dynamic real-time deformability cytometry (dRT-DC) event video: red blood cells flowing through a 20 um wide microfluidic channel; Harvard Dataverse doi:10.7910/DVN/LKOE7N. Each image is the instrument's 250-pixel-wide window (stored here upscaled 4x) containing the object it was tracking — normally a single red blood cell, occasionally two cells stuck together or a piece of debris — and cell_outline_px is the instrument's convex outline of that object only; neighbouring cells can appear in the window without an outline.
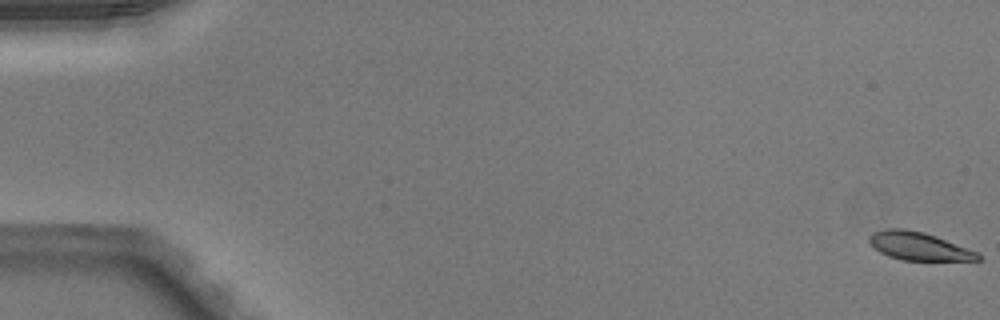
{"species": "Egyptian fruit bat (a non-hibernating species)", "species_latin": "Rousettus aegyptiacus", "temperature_condition": "warm", "stored_images_in_passage": 51, "camera_frame_rate_fps": 3000, "um_per_image_px": 0.085, "animal": {"sex": "male"}, "frame": {"image": 1, "passage_image": 1, "time_ms": 0.0, "image_size_px": [1000, 320], "cell_outline_px": [[980, 260], [904, 260], [888, 256], [880, 252], [868, 240], [868, 236], [872, 232], [888, 228], [904, 228], [924, 232], [936, 236], [980, 252]], "centroid_in_image_um": [78.11, 20.91], "position_along_channel_um": 6.9, "area_um2": 17.8}}
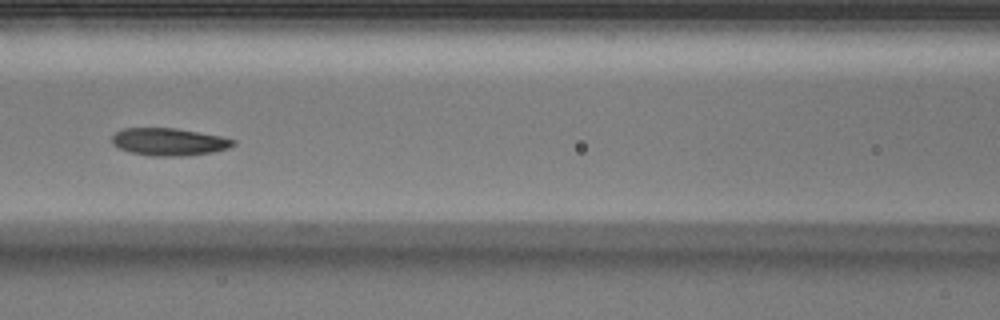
{"frame": {"image": 2, "passage_image": 24, "time_ms": 7.667, "image_size_px": [1000, 320], "cell_outline_px": [[236, 144], [228, 148], [212, 152], [184, 156], [148, 156], [132, 152], [120, 148], [112, 144], [112, 136], [116, 132], [124, 128], [176, 128], [220, 136], [236, 140]], "centroid_in_image_um": [14.37, 12.05], "position_along_channel_um": 152.2, "area_um2": 19.36}}
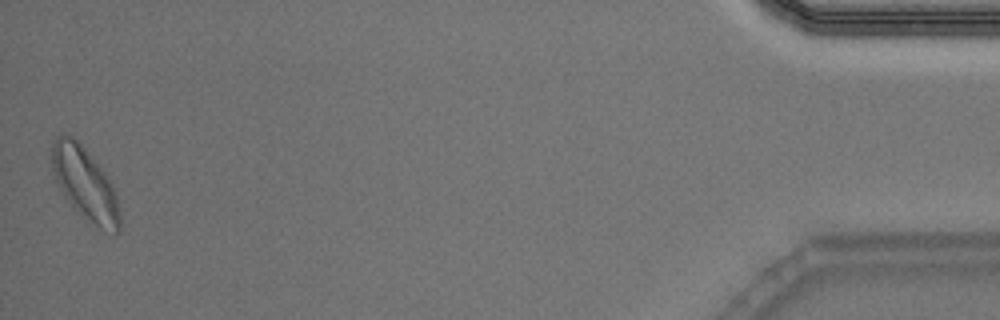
{"frame": {"image": 3, "passage_image": 51, "time_ms": 16.667, "image_size_px": [1000, 320], "cell_outline_px": [[120, 232], [116, 236], [88, 224], [84, 220], [64, 196], [56, 180], [48, 156], [52, 140], [56, 136], [72, 136], [84, 148], [104, 172], [116, 196], [120, 216]], "centroid_in_image_um": [7.19, 15.68], "position_along_channel_um": 428.0, "area_um2": 29.02}, "authors_computed_cell_mechanics": {"area_um2": 19.7098, "velocity_mm_per_s": 4.0241, "shape_relaxation_time_tau1_ms": 3.0107, "shape_relaxation_time_tau2_ms": null, "deformation_change_tau1": 0.1076, "deformation_change_tau2": null}}